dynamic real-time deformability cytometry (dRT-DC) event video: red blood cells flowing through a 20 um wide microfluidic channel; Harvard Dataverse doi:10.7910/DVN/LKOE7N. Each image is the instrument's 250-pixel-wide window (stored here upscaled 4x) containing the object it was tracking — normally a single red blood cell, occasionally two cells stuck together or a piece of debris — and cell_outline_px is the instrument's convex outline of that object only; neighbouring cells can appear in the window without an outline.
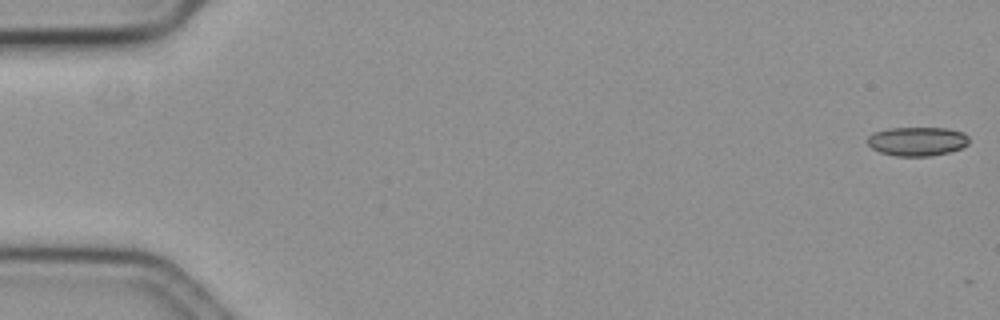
{"species": "common noctule bat (a hibernating species)", "species_latin": "Nyctalus noctula", "temperature_condition": "cold", "stored_images_in_passage": 7, "camera_frame_rate_fps": 3000, "um_per_image_px": 0.085, "animal": {"sex": "female", "body_mass_g": 19.3, "forearm_length_mm": 54.1}, "frame": {"image": 1, "passage_image": 1, "time_ms": 0.0, "image_size_px": [1000, 320], "cell_outline_px": [[968, 144], [960, 148], [948, 152], [928, 156], [896, 156], [880, 152], [872, 148], [868, 144], [868, 136], [872, 132], [888, 128], [948, 128], [964, 132], [968, 136]], "centroid_in_image_um": [77.95, 12.0], "position_along_channel_um": 7.1, "area_um2": 17.17}}